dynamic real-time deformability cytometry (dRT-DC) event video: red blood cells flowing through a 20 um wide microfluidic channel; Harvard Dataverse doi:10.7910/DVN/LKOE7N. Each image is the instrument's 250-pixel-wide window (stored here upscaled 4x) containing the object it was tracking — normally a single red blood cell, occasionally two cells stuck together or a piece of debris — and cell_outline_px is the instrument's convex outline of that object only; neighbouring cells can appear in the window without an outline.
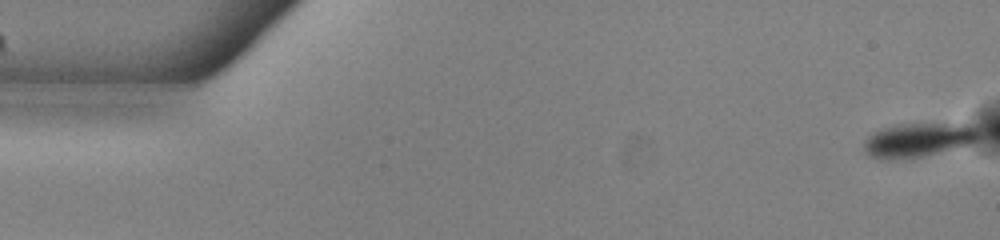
{"species": "common noctule bat (a hibernating species)", "species_latin": "Nyctalus noctula", "temperature_condition": "warm", "stored_images_in_passage": 54, "camera_frame_rate_fps": 3000, "um_per_image_px": 0.085, "animal": {"sex": "male", "body_mass_g": 13.0, "forearm_length_mm": 53.1}, "frame": {"image": 1, "passage_image": 1, "time_ms": 0.0, "image_size_px": [1000, 240], "cell_outline_px": [[980, 136], [972, 144], [920, 156], [868, 156], [864, 148], [864, 140], [868, 136], [880, 128], [896, 124], [960, 124], [976, 128]], "centroid_in_image_um": [78.07, 11.84], "position_along_channel_um": 6.9, "area_um2": 21.73}}
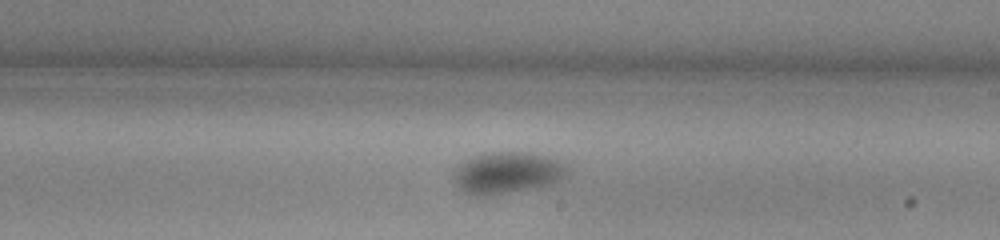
{"frame": {"image": 2, "passage_image": 31, "time_ms": 10.0, "image_size_px": [1000, 240], "cell_outline_px": [[568, 172], [560, 180], [548, 184], [476, 196], [460, 188], [456, 184], [456, 172], [460, 164], [476, 156], [488, 152], [528, 152], [556, 160], [564, 164], [568, 168]], "centroid_in_image_um": [43.14, 14.65], "position_along_channel_um": 245.9, "area_um2": 26.01}}
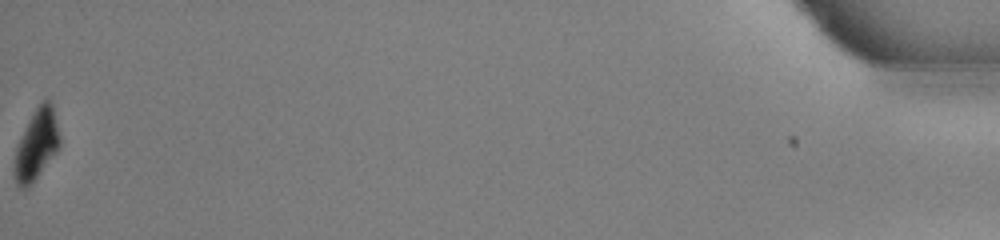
{"frame": {"image": 3, "passage_image": 54, "time_ms": 17.667, "image_size_px": [1000, 240], "cell_outline_px": [[60, 144], [56, 152], [28, 188], [20, 188], [16, 184], [12, 168], [16, 148], [28, 120], [36, 108], [44, 100], [48, 100], [52, 104], [60, 136]], "centroid_in_image_um": [3.07, 12.33], "position_along_channel_um": 432.1, "area_um2": 18.44}, "authors_computed_cell_mechanics": {"area_um2": 25.7499, "velocity_mm_per_s": 3.8299, "shape_relaxation_time_tau1_ms": 6.3242, "shape_relaxation_time_tau2_ms": null, "deformation_change_tau1": 0.117, "deformation_change_tau2": null}}